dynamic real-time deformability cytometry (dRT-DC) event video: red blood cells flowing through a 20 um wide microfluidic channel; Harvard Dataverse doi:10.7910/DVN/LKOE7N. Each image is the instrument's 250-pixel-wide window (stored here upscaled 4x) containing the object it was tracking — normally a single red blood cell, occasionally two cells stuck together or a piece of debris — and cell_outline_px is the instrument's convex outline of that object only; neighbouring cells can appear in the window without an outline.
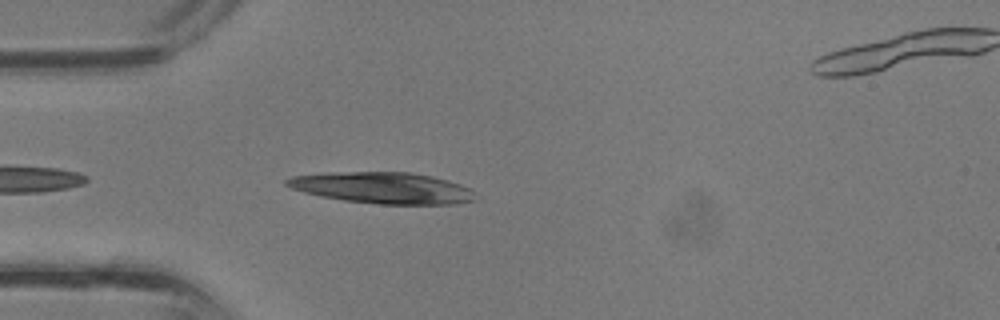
{"species": "common noctule bat (a hibernating species)", "species_latin": "Nyctalus noctula", "temperature_condition": "room temperature", "stored_images_in_passage": 5, "camera_frame_rate_fps": 3000, "um_per_image_px": 0.085, "animal": {"sex": "male", "body_mass_g": 13.3}, "frame": {"image": 1, "passage_image": 2, "time_ms": 0.333, "image_size_px": [1000, 320], "cell_outline_px": [[476, 192], [472, 200], [456, 204], [380, 204], [344, 200], [320, 196], [304, 192], [292, 188], [284, 184], [284, 180], [292, 176], [328, 172], [412, 172], [432, 176], [460, 184]], "centroid_in_image_um": [32.5, 15.96], "position_along_channel_um": 52.5, "area_um2": 34.33}}